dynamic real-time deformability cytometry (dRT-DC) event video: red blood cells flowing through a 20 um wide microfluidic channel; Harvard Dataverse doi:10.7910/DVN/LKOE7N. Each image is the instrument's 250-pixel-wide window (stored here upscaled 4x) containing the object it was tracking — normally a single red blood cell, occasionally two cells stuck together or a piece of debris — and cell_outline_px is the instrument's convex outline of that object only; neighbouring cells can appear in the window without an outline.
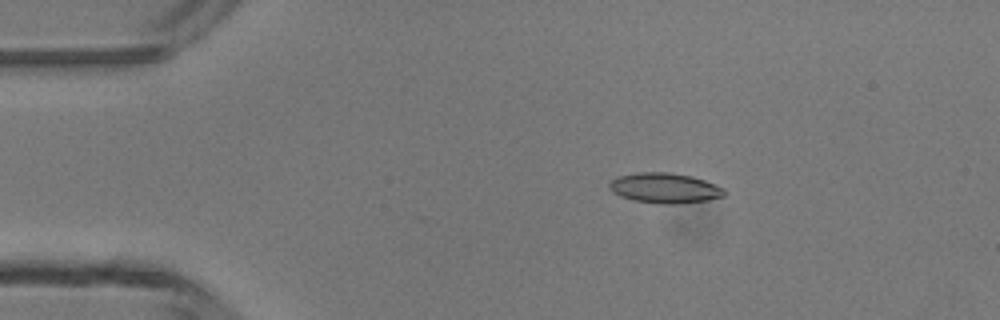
{"species": "common noctule bat (a hibernating species)", "species_latin": "Nyctalus noctula", "temperature_condition": "room temperature", "stored_images_in_passage": 5, "camera_frame_rate_fps": 3000, "um_per_image_px": 0.085, "animal": {"sex": "male", "body_mass_g": 13.3}, "frame": {"image": 1, "passage_image": 2, "time_ms": 1.333, "image_size_px": [1000, 320], "cell_outline_px": [[724, 196], [708, 200], [676, 204], [660, 204], [632, 200], [620, 196], [612, 192], [608, 188], [608, 184], [616, 176], [636, 172], [668, 172], [692, 176], [704, 180], [724, 188]], "centroid_in_image_um": [56.45, 15.98], "position_along_channel_um": 28.5, "area_um2": 20.4}}
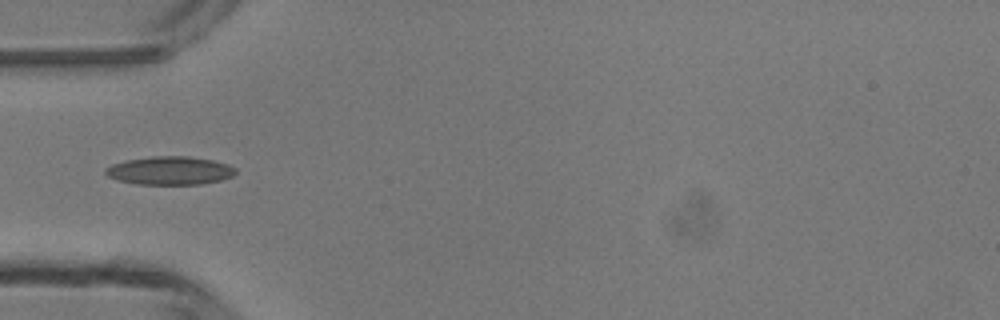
{"frame": {"image": 2, "passage_image": 4, "time_ms": 3.667, "image_size_px": [1000, 320], "cell_outline_px": [[236, 172], [232, 176], [220, 180], [200, 184], [136, 184], [120, 180], [108, 176], [104, 172], [104, 168], [112, 164], [128, 160], [152, 156], [188, 156], [212, 160], [228, 164], [236, 168]], "centroid_in_image_um": [14.44, 14.49], "position_along_channel_um": 70.6, "area_um2": 21.33}}